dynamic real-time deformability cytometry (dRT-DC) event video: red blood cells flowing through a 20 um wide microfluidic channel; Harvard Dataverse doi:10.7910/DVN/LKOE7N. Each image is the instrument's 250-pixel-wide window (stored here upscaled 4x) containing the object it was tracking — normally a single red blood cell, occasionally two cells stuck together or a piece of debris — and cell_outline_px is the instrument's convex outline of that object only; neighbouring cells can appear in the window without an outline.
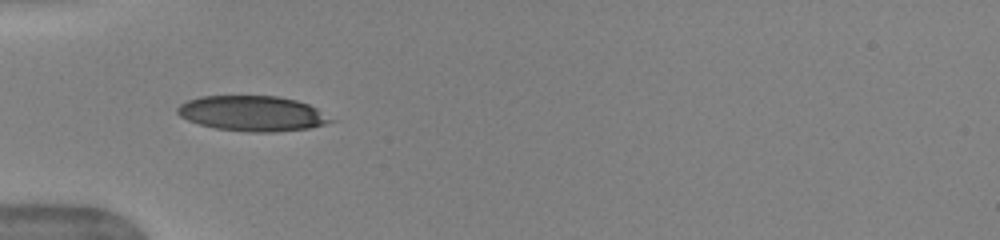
{"species": "human", "species_latin": "Homo sapiens", "temperature_condition": "warm", "stored_images_in_passage": 36, "camera_frame_rate_fps": 3000, "um_per_image_px": 0.085, "donor": {"sex": "female"}, "frame": {"image": 1, "passage_image": 6, "time_ms": 1.667, "image_size_px": [1000, 240], "cell_outline_px": [[336, 120], [324, 124], [308, 128], [272, 132], [252, 132], [216, 128], [200, 124], [188, 120], [180, 116], [176, 112], [176, 108], [180, 104], [188, 100], [200, 96], [276, 96], [296, 100], [308, 104], [316, 108]], "centroid_in_image_um": [21.44, 9.64], "position_along_channel_um": 63.6, "area_um2": 31.33}, "authors_computed_cell_mechanics": {"area_um2": 32.657, "velocity_mm_per_s": 3.9795, "shape_relaxation_time_tau1_ms": 2.9022, "shape_relaxation_time_tau2_ms": null, "deformation_change_tau1": 0.1825, "deformation_change_tau2": null}}